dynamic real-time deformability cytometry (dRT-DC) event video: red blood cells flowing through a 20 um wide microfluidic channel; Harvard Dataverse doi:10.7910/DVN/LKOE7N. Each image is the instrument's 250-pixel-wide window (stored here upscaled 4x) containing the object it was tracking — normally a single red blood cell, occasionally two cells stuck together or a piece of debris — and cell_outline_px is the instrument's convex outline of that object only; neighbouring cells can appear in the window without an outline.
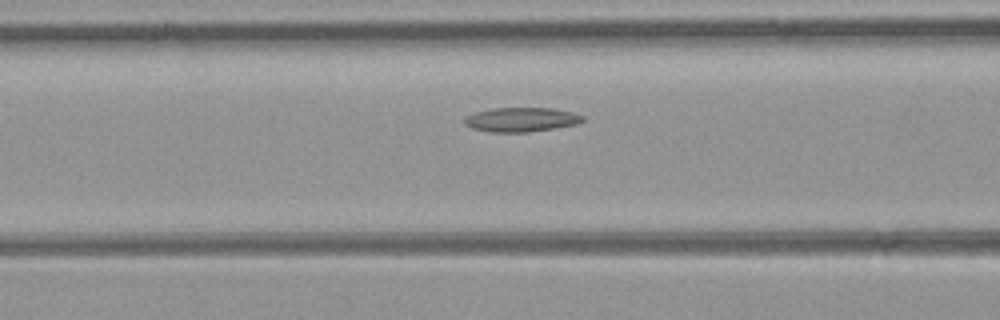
{"species": "common noctule bat (a hibernating species)", "species_latin": "Nyctalus noctula", "temperature_condition": "room temperature", "stored_images_in_passage": 28, "camera_frame_rate_fps": 3000, "um_per_image_px": 0.085, "animal": {"sex": "female", "body_mass_g": 21.9}, "frame": {"image": 1, "passage_image": 8, "time_ms": 2.333, "image_size_px": [1000, 320], "cell_outline_px": [[584, 120], [576, 124], [528, 132], [488, 132], [472, 128], [464, 124], [464, 120], [468, 116], [476, 112], [492, 108], [552, 108], [572, 112], [584, 116]], "centroid_in_image_um": [44.3, 10.16], "position_along_channel_um": 122.3, "area_um2": 16.59}}
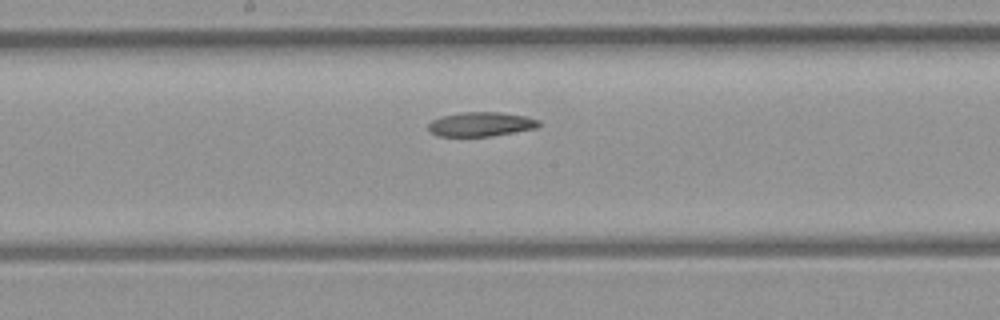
{"frame": {"image": 2, "passage_image": 14, "time_ms": 4.333, "image_size_px": [1000, 320], "cell_outline_px": [[540, 124], [536, 128], [492, 136], [436, 136], [428, 128], [428, 124], [432, 120], [440, 116], [460, 112], [500, 112], [524, 116], [540, 120]], "centroid_in_image_um": [40.85, 10.55], "position_along_channel_um": 207.3, "area_um2": 15.66}}
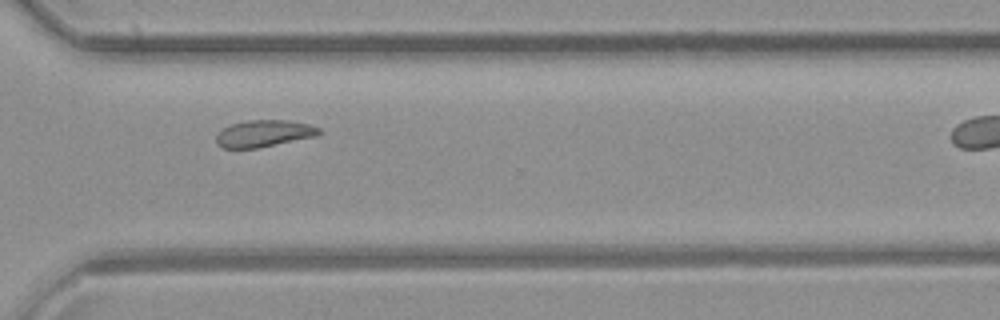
{"frame": {"image": 3, "passage_image": 24, "time_ms": 7.667, "image_size_px": [1000, 320], "cell_outline_px": [[324, 132], [316, 136], [256, 148], [224, 148], [216, 144], [216, 136], [224, 128], [232, 124], [248, 120], [288, 120], [308, 124], [320, 128]], "centroid_in_image_um": [22.46, 11.34], "position_along_channel_um": 348.1, "area_um2": 15.95}}